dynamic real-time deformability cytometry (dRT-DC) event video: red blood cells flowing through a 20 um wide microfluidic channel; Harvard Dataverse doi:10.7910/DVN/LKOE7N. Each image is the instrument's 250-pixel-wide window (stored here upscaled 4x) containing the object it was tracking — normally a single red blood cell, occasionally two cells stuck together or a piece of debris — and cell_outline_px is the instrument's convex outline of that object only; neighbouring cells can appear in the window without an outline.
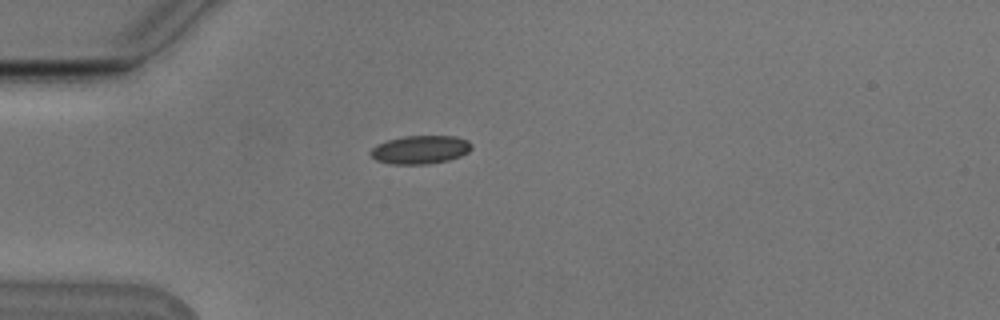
{"species": "Egyptian fruit bat (a non-hibernating species)", "species_latin": "Rousettus aegyptiacus", "temperature_condition": "cold", "stored_images_in_passage": 35, "camera_frame_rate_fps": 3000, "um_per_image_px": 0.085, "animal": {"sex": "male"}, "frame": {"image": 1, "passage_image": 1, "time_ms": 0.0, "image_size_px": [1000, 320], "cell_outline_px": [[472, 148], [468, 152], [460, 156], [448, 160], [428, 164], [392, 164], [376, 160], [368, 152], [376, 144], [388, 140], [404, 136], [456, 136], [468, 140], [472, 144]], "centroid_in_image_um": [35.73, 12.72], "position_along_channel_um": 49.3, "area_um2": 16.76}}
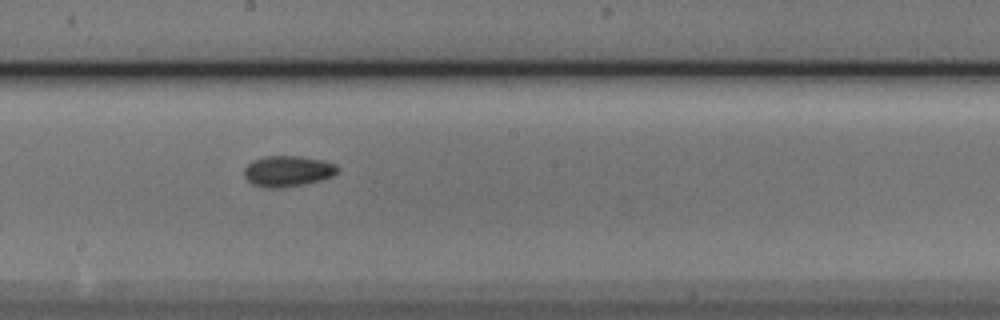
{"frame": {"image": 2, "passage_image": 16, "time_ms": 5.0, "image_size_px": [1000, 320], "cell_outline_px": [[340, 168], [332, 176], [320, 180], [304, 184], [276, 188], [264, 188], [252, 184], [244, 176], [244, 168], [252, 160], [264, 156], [300, 156], [324, 160], [336, 164]], "centroid_in_image_um": [24.45, 14.54], "position_along_channel_um": 223.8, "area_um2": 16.88}}
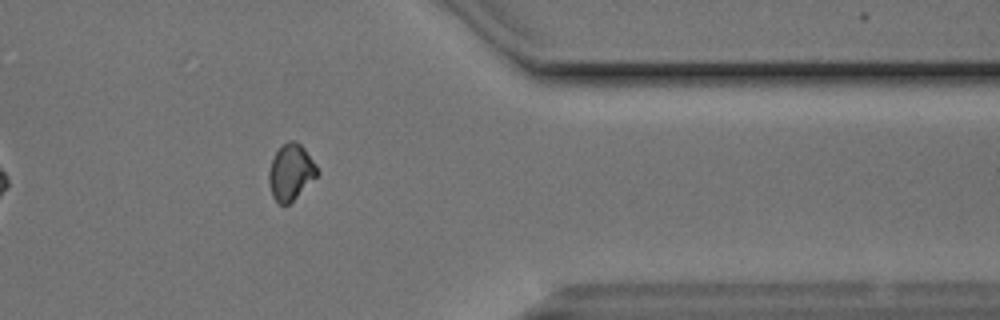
{"frame": {"image": 3, "passage_image": 30, "time_ms": 9.667, "image_size_px": [1000, 320], "cell_outline_px": [[320, 172], [288, 204], [280, 204], [272, 196], [268, 180], [268, 172], [272, 160], [276, 152], [288, 140], [296, 140], [304, 148], [316, 164]], "centroid_in_image_um": [24.71, 14.6], "position_along_channel_um": 386.7, "area_um2": 15.49}, "authors_computed_cell_mechanics": {"area_um2": 16.184, "velocity_mm_per_s": 3.7876, "shape_relaxation_time_tau1_ms": 3.3321, "shape_relaxation_time_tau2_ms": 7.893, "deformation_change_tau1": 0.0672, "deformation_change_tau2": 0.0909}}